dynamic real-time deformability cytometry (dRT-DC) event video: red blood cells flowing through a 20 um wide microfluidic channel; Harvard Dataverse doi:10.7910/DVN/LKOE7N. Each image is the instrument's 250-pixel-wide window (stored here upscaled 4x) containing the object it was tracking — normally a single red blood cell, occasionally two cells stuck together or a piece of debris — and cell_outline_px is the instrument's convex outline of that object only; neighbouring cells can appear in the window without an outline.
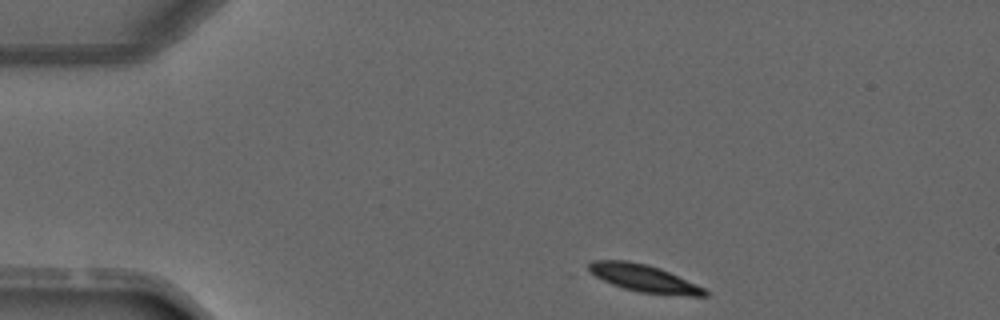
{"species": "common noctule bat (a hibernating species)", "species_latin": "Nyctalus noctula", "temperature_condition": "warm", "stored_images_in_passage": 6, "camera_frame_rate_fps": 3000, "um_per_image_px": 0.085, "animal": {"sex": "male", "forearm_length_mm": 52.5}, "frame": {"image": 1, "passage_image": 1, "time_ms": 0.0, "image_size_px": [1000, 320], "cell_outline_px": [[708, 296], [692, 296], [640, 292], [624, 288], [612, 284], [596, 276], [588, 268], [588, 264], [592, 260], [628, 260], [660, 268], [704, 288], [708, 292]], "centroid_in_image_um": [54.73, 23.65], "position_along_channel_um": 30.3, "area_um2": 18.09}}
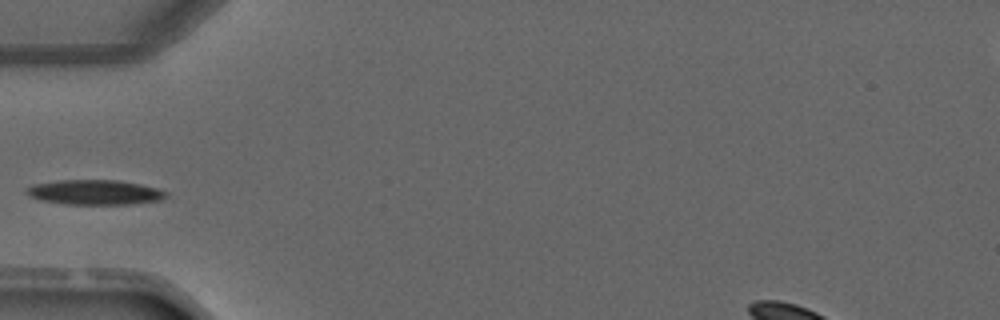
{"frame": {"image": 2, "passage_image": 2, "time_ms": 2.333, "image_size_px": [1000, 320], "cell_outline_px": [[168, 196], [160, 200], [136, 204], [60, 204], [36, 200], [20, 192], [24, 188], [32, 184], [56, 180], [120, 180], [160, 188], [168, 192]], "centroid_in_image_um": [7.97, 16.34], "position_along_channel_um": 77.0, "area_um2": 20.98}}